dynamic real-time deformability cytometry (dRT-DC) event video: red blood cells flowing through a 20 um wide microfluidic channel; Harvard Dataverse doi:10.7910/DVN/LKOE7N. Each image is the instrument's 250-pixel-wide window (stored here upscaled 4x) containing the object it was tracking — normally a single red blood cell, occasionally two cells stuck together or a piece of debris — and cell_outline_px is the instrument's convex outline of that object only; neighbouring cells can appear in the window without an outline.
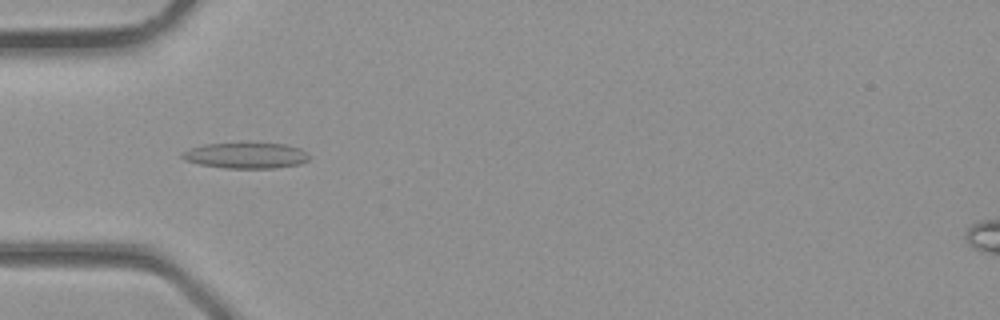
{"species": "common noctule bat (a hibernating species)", "species_latin": "Nyctalus noctula", "temperature_condition": "room temperature", "stored_images_in_passage": 3, "camera_frame_rate_fps": 3000, "um_per_image_px": 0.085, "animal": {"sex": "male", "body_mass_g": 23.1, "forearm_length_mm": 52.7}, "frame": {"image": 1, "passage_image": 3, "time_ms": 0.667, "image_size_px": [1000, 320], "cell_outline_px": [[308, 160], [300, 164], [272, 168], [224, 168], [200, 164], [184, 160], [180, 156], [184, 152], [192, 148], [204, 144], [284, 144], [300, 148], [308, 152]], "centroid_in_image_um": [20.92, 13.23], "position_along_channel_um": 64.1, "area_um2": 18.73}}